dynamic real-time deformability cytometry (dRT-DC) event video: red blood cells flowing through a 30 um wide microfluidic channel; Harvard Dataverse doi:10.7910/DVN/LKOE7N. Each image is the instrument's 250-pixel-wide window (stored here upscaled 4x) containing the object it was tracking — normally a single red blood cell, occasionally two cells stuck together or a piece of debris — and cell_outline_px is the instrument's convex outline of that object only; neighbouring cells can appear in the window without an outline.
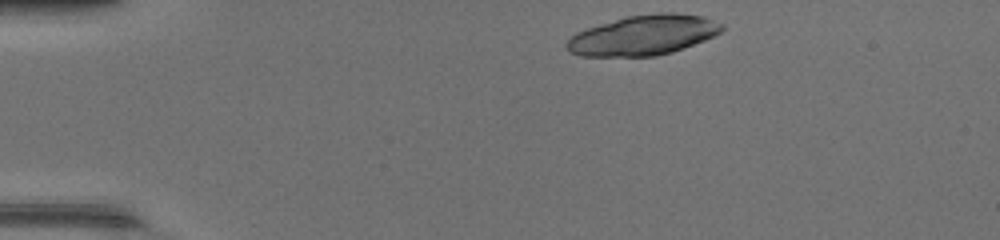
{"species": "common noctule bat (a hibernating species)", "species_latin": "Nyctalus noctula", "temperature_condition": "warm", "stored_images_in_passage": 39, "camera_frame_rate_fps": 3000, "um_per_image_px": 0.085, "animal": {"sex": "female", "body_mass_g": 17.0, "forearm_length_mm": 48.0}, "frame": {"image": 1, "passage_image": 1, "time_ms": 0.0, "image_size_px": [1000, 240], "cell_outline_px": [[724, 28], [720, 32], [704, 40], [672, 52], [656, 56], [580, 56], [568, 52], [564, 44], [576, 32], [624, 16], [660, 12], [676, 12], [704, 16], [724, 24]], "centroid_in_image_um": [54.68, 2.98], "position_along_channel_um": 30.3, "area_um2": 36.36}, "authors_computed_cell_mechanics": {"area_um2": 25.6632, "velocity_mm_per_s": 4.3465, "shape_relaxation_time_tau1_ms": 3.8758, "shape_relaxation_time_tau2_ms": 1.4385, "deformation_change_tau1": 0.1393, "deformation_change_tau2": 0.0545}}